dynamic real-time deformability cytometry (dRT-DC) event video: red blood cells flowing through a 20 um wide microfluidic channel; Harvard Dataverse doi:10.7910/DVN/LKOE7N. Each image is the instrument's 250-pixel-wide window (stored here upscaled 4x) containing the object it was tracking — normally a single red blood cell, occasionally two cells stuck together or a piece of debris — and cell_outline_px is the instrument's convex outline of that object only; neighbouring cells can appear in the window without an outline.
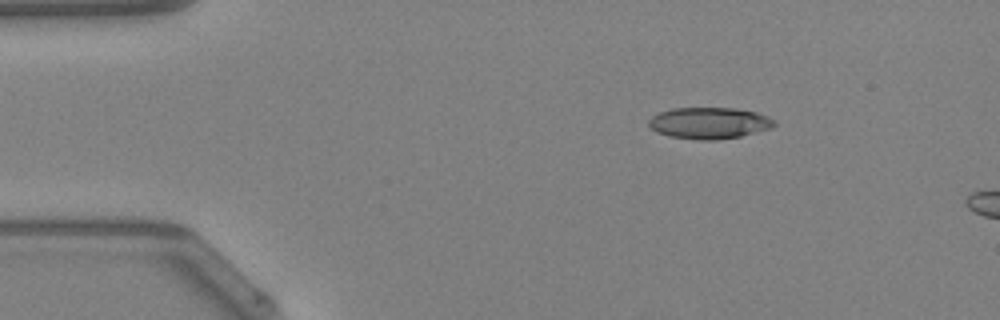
{"species": "Egyptian fruit bat (a non-hibernating species)", "species_latin": "Rousettus aegyptiacus", "temperature_condition": "warm", "stored_images_in_passage": 5, "camera_frame_rate_fps": 3000, "um_per_image_px": 0.085, "animal": {"sex": "female"}, "frame": {"image": 1, "passage_image": 1, "time_ms": 0.0, "image_size_px": [1000, 320], "cell_outline_px": [[776, 124], [772, 128], [740, 136], [716, 140], [700, 140], [668, 136], [656, 132], [648, 124], [648, 120], [652, 116], [660, 112], [672, 108], [732, 108], [756, 112], [768, 116], [776, 120]], "centroid_in_image_um": [60.29, 10.46], "position_along_channel_um": 24.7, "area_um2": 23.06}}